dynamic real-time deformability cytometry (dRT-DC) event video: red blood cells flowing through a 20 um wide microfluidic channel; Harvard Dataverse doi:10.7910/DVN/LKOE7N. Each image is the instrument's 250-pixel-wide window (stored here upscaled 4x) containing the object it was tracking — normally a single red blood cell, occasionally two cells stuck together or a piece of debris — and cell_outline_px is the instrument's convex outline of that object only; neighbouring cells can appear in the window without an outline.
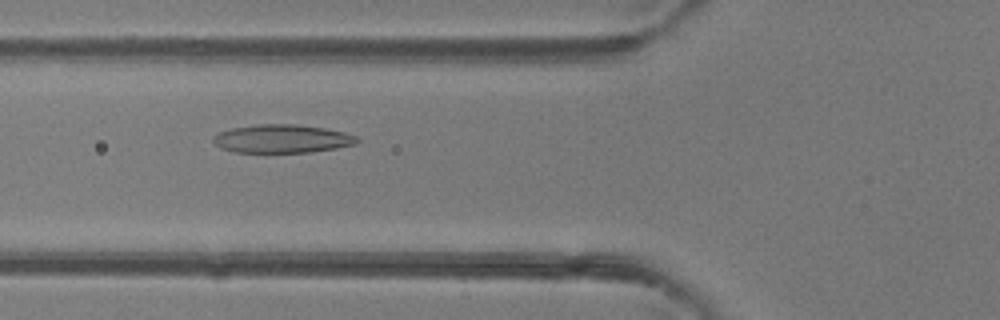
{"species": "common noctule bat (a hibernating species)", "species_latin": "Nyctalus noctula", "temperature_condition": "room temperature", "stored_images_in_passage": 8, "camera_frame_rate_fps": 3000, "um_per_image_px": 0.085, "animal": {"sex": "female"}, "frame": {"image": 1, "passage_image": 6, "time_ms": 1.667, "image_size_px": [1000, 320], "cell_outline_px": [[360, 140], [356, 144], [336, 148], [312, 152], [236, 152], [220, 148], [212, 140], [212, 136], [220, 132], [232, 128], [256, 124], [296, 124], [324, 128], [344, 132], [356, 136]], "centroid_in_image_um": [23.98, 11.79], "position_along_channel_um": 101.8, "area_um2": 23.76}}
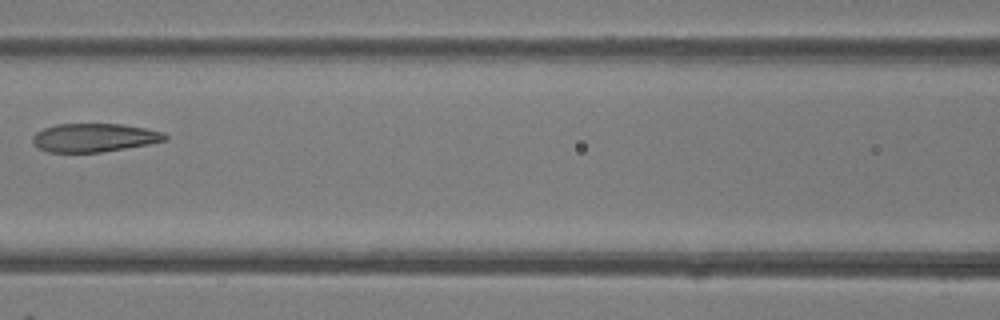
{"frame": {"image": 2, "passage_image": 7, "time_ms": 2.0, "image_size_px": [1000, 320], "cell_outline_px": [[168, 140], [148, 144], [100, 152], [48, 152], [40, 148], [32, 140], [32, 136], [36, 132], [44, 128], [56, 124], [124, 124], [164, 132], [168, 136]], "centroid_in_image_um": [8.03, 11.69], "position_along_channel_um": 158.6, "area_um2": 21.85}}
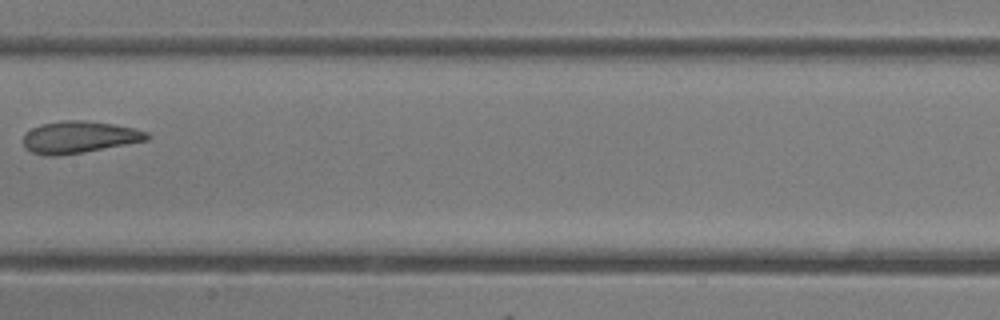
{"frame": {"image": 3, "passage_image": 8, "time_ms": 2.333, "image_size_px": [1000, 320], "cell_outline_px": [[152, 136], [148, 140], [84, 152], [60, 156], [44, 156], [32, 152], [24, 148], [24, 132], [40, 124], [60, 120], [80, 120], [112, 124], [136, 128], [148, 132]], "centroid_in_image_um": [6.72, 11.66], "position_along_channel_um": 200.7, "area_um2": 23.29}}